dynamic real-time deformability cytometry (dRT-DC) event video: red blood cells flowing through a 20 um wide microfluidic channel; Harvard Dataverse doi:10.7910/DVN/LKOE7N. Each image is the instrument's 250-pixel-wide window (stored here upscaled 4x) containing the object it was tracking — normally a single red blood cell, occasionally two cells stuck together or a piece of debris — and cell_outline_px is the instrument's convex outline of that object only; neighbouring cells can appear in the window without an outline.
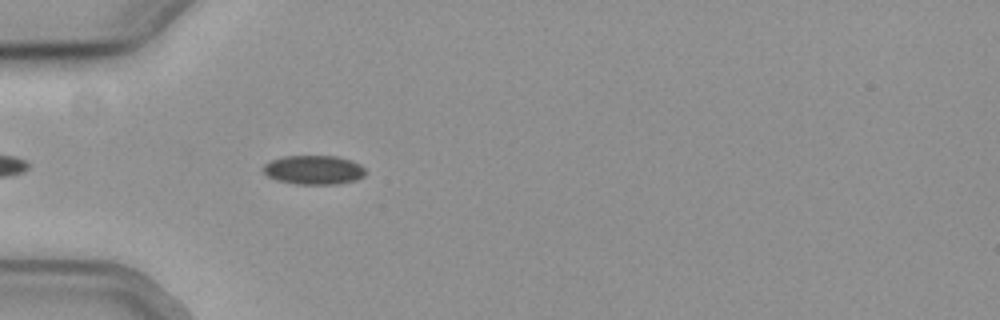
{"species": "common noctule bat (a hibernating species)", "species_latin": "Nyctalus noctula", "temperature_condition": "cold", "stored_images_in_passage": 36, "camera_frame_rate_fps": 3000, "um_per_image_px": 0.085, "animal": {"sex": "female", "body_mass_g": 19.3, "forearm_length_mm": 54.1}, "frame": {"image": 1, "passage_image": 4, "time_ms": 1.0, "image_size_px": [1000, 320], "cell_outline_px": [[368, 172], [364, 176], [356, 180], [336, 184], [296, 184], [276, 180], [268, 176], [260, 168], [264, 164], [272, 160], [284, 156], [336, 156], [352, 160], [360, 164]], "centroid_in_image_um": [26.68, 14.44], "position_along_channel_um": 58.3, "area_um2": 17.51}}
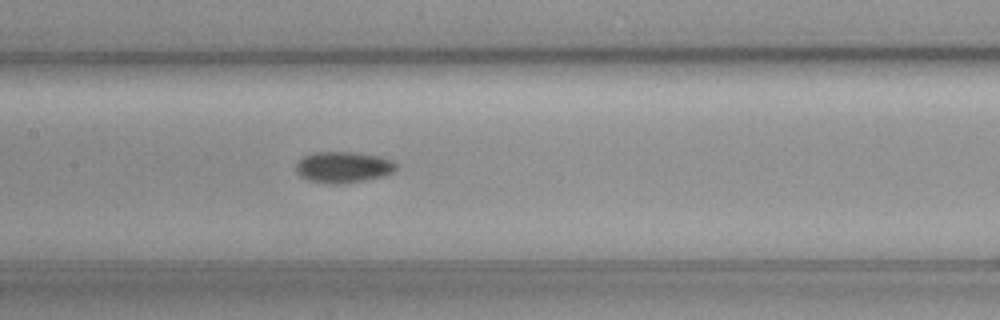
{"frame": {"image": 2, "passage_image": 14, "time_ms": 4.333, "image_size_px": [1000, 320], "cell_outline_px": [[396, 172], [384, 176], [364, 180], [340, 184], [328, 184], [308, 180], [300, 176], [296, 172], [296, 164], [304, 156], [312, 152], [352, 152], [376, 156], [392, 160], [396, 164]], "centroid_in_image_um": [29.17, 14.22], "position_along_channel_um": 178.2, "area_um2": 18.21}}
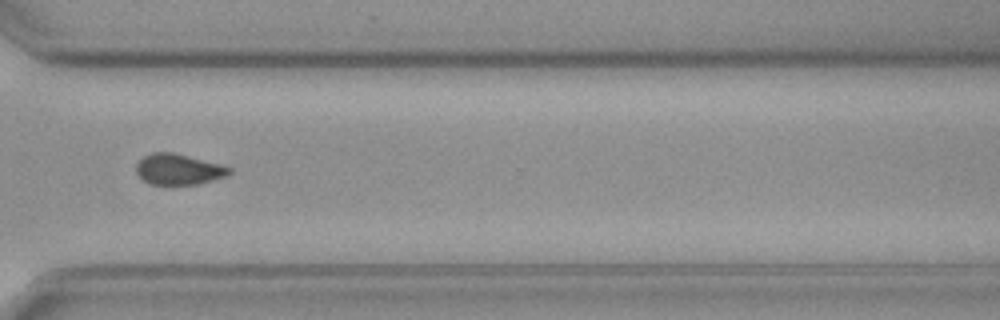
{"frame": {"image": 3, "passage_image": 28, "time_ms": 9.0, "image_size_px": [1000, 320], "cell_outline_px": [[232, 172], [228, 176], [196, 184], [148, 184], [136, 172], [136, 164], [144, 156], [152, 152], [172, 152], [224, 164], [232, 168]], "centroid_in_image_um": [15.22, 14.38], "position_along_channel_um": 355.4, "area_um2": 16.82}}